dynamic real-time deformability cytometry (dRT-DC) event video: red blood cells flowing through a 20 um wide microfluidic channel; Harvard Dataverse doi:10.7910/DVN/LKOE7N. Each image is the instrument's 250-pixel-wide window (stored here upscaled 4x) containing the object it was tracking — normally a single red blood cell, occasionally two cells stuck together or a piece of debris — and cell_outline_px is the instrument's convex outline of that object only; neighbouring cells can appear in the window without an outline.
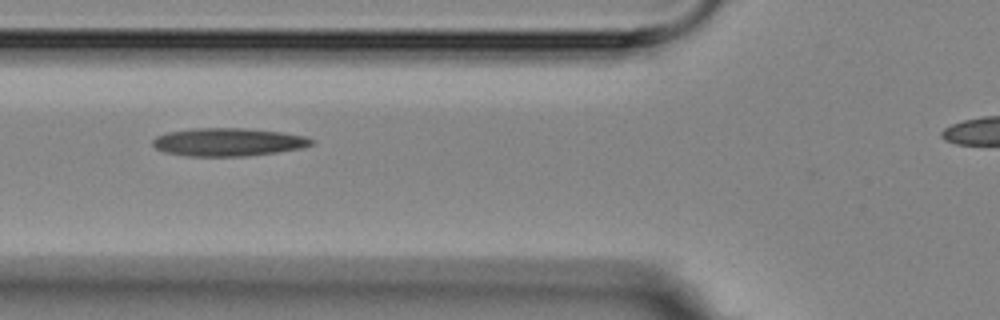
{"species": "Egyptian fruit bat (a non-hibernating species)", "species_latin": "Rousettus aegyptiacus", "temperature_condition": "room temperature", "stored_images_in_passage": 10, "camera_frame_rate_fps": 3000, "um_per_image_px": 0.085, "animal": {"sex": "female"}, "frame": {"image": 1, "passage_image": 2, "time_ms": 1.333, "image_size_px": [1000, 320], "cell_outline_px": [[316, 140], [312, 144], [300, 148], [276, 152], [248, 156], [188, 156], [164, 152], [156, 148], [152, 144], [152, 140], [156, 136], [168, 132], [192, 128], [244, 128], [284, 132], [304, 136]], "centroid_in_image_um": [19.38, 12.07], "position_along_channel_um": 106.4, "area_um2": 26.01}}
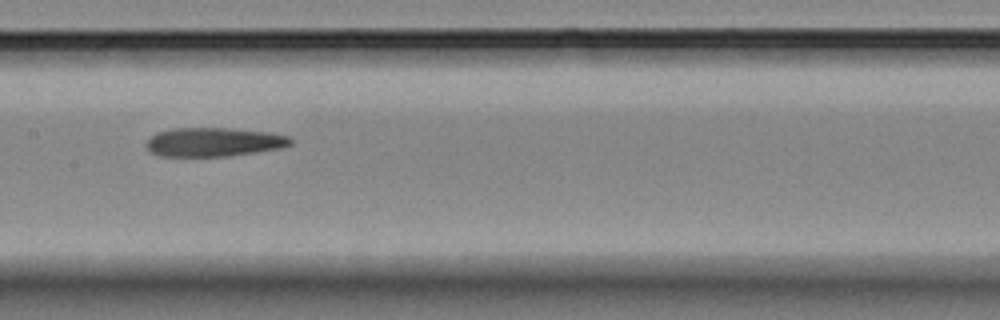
{"frame": {"image": 2, "passage_image": 4, "time_ms": 3.667, "image_size_px": [1000, 320], "cell_outline_px": [[296, 140], [292, 144], [280, 148], [256, 152], [228, 156], [160, 156], [148, 152], [144, 144], [156, 132], [172, 128], [232, 128], [268, 132], [292, 136]], "centroid_in_image_um": [18.19, 12.07], "position_along_channel_um": 189.2, "area_um2": 24.68}}
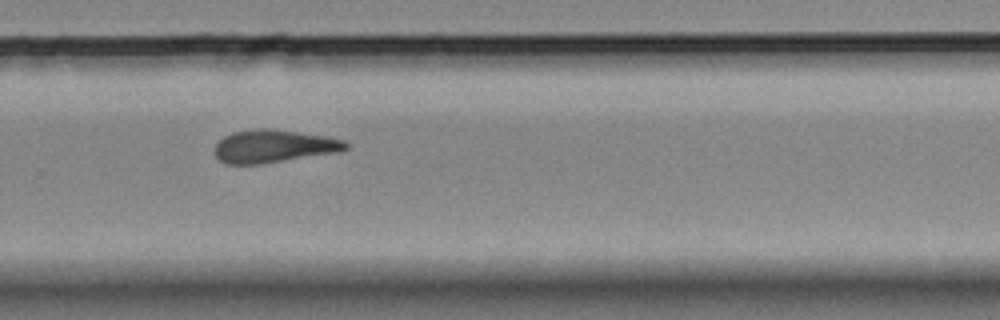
{"frame": {"image": 3, "passage_image": 7, "time_ms": 7.0, "image_size_px": [1000, 320], "cell_outline_px": [[348, 148], [340, 152], [260, 164], [228, 164], [220, 160], [216, 156], [212, 148], [224, 136], [232, 132], [260, 128], [268, 128], [328, 136], [344, 140], [348, 144]], "centroid_in_image_um": [23.27, 12.43], "position_along_channel_um": 306.5, "area_um2": 25.2}}